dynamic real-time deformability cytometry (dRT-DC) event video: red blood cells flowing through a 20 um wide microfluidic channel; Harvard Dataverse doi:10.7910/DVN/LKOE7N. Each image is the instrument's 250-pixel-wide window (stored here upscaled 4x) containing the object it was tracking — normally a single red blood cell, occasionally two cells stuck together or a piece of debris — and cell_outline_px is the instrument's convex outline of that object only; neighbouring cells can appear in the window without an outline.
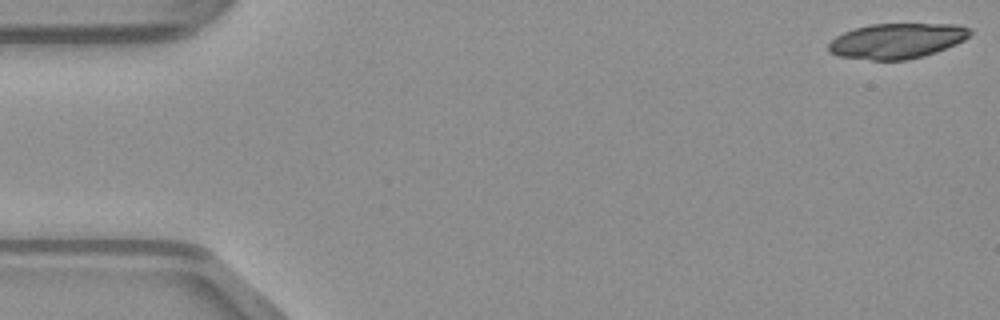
{"species": "common noctule bat (a hibernating species)", "species_latin": "Nyctalus noctula", "temperature_condition": "warm", "stored_images_in_passage": 48, "camera_frame_rate_fps": 3000, "um_per_image_px": 0.085, "animal": {"sex": "male", "body_mass_g": 23.1, "forearm_length_mm": 52.7}, "frame": {"image": 1, "passage_image": 1, "time_ms": 0.0, "image_size_px": [1000, 320], "cell_outline_px": [[972, 32], [964, 40], [956, 44], [936, 52], [924, 56], [904, 60], [872, 60], [840, 56], [828, 52], [828, 44], [836, 36], [844, 32], [856, 28], [872, 24], [960, 24], [968, 28]], "centroid_in_image_um": [76.24, 3.47], "position_along_channel_um": 8.8, "area_um2": 28.96}}